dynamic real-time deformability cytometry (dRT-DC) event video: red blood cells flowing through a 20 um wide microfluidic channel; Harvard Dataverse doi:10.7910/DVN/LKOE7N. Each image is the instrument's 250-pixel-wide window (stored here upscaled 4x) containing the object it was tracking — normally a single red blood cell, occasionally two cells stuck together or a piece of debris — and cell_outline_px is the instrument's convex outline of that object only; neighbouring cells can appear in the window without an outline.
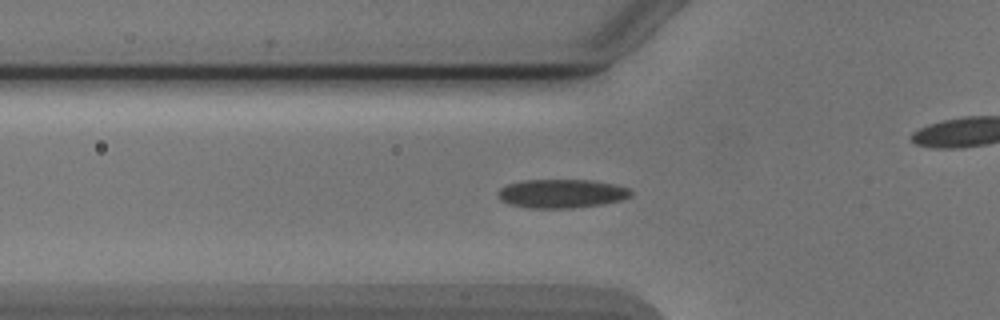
{"species": "Egyptian fruit bat (a non-hibernating species)", "species_latin": "Rousettus aegyptiacus", "temperature_condition": "cold", "stored_images_in_passage": 53, "camera_frame_rate_fps": 3000, "um_per_image_px": 0.085, "animal": {"sex": "male"}, "frame": {"image": 1, "passage_image": 18, "time_ms": 5.667, "image_size_px": [1000, 320], "cell_outline_px": [[632, 196], [624, 200], [604, 204], [576, 208], [528, 208], [508, 204], [500, 200], [496, 196], [496, 192], [500, 188], [508, 184], [524, 180], [592, 180], [616, 184], [628, 188], [632, 192]], "centroid_in_image_um": [47.74, 16.46], "position_along_channel_um": 78.1, "area_um2": 22.72}}
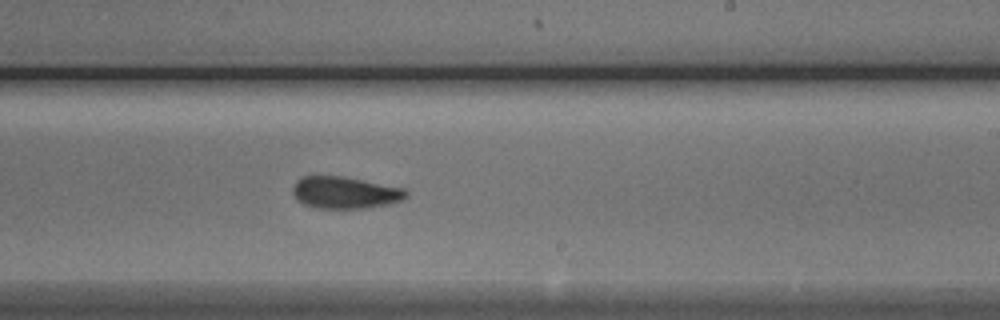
{"frame": {"image": 2, "passage_image": 32, "time_ms": 10.333, "image_size_px": [1000, 320], "cell_outline_px": [[408, 196], [400, 200], [388, 204], [364, 208], [316, 208], [304, 204], [296, 200], [292, 192], [292, 188], [296, 180], [304, 176], [340, 176], [404, 188], [408, 192]], "centroid_in_image_um": [29.28, 16.37], "position_along_channel_um": 259.7, "area_um2": 20.98}}
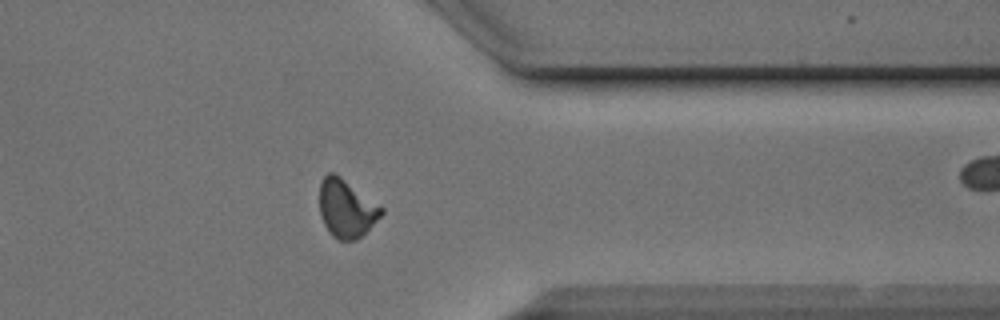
{"frame": {"image": 3, "passage_image": 42, "time_ms": 13.667, "image_size_px": [1000, 320], "cell_outline_px": [[384, 212], [356, 240], [336, 240], [328, 232], [320, 216], [320, 184], [324, 176], [328, 172], [332, 172], [340, 176], [384, 208]], "centroid_in_image_um": [29.41, 17.72], "position_along_channel_um": 382.0, "area_um2": 20.69}, "authors_computed_cell_mechanics": {"area_um2": 20.7502, "velocity_mm_per_s": 3.8912, "shape_relaxation_time_tau1_ms": 3.6912, "shape_relaxation_time_tau2_ms": 2.7604, "deformation_change_tau1": 0.1081, "deformation_change_tau2": 0.0874}}